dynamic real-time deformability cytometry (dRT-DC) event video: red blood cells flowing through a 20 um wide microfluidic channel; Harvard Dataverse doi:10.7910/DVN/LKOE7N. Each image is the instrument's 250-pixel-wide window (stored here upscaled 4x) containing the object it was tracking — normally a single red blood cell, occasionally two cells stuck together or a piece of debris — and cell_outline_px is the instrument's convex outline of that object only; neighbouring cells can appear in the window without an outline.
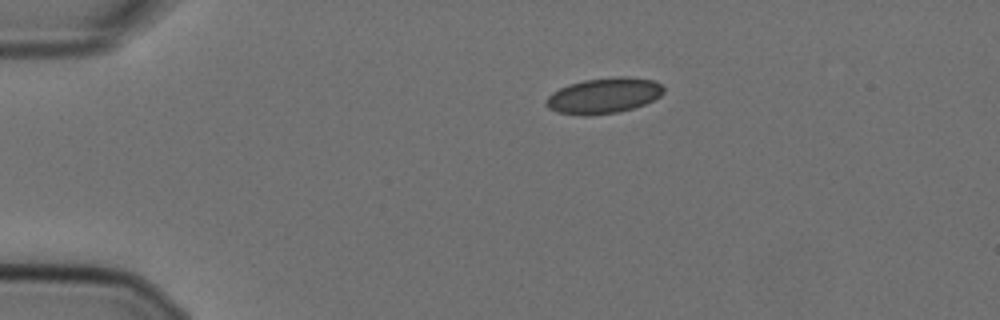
{"species": "Egyptian fruit bat (a non-hibernating species)", "species_latin": "Rousettus aegyptiacus", "temperature_condition": "cold", "stored_images_in_passage": 46, "camera_frame_rate_fps": 3000, "um_per_image_px": 0.085, "animal": {"sex": "female"}, "frame": {"image": 1, "passage_image": 1, "time_ms": 0.0, "image_size_px": [1000, 320], "cell_outline_px": [[664, 92], [660, 96], [644, 104], [620, 112], [588, 116], [580, 116], [556, 112], [548, 108], [544, 104], [544, 100], [552, 92], [568, 84], [584, 80], [616, 76], [628, 76], [656, 80], [664, 88]], "centroid_in_image_um": [51.29, 8.13], "position_along_channel_um": 33.7, "area_um2": 24.8}}
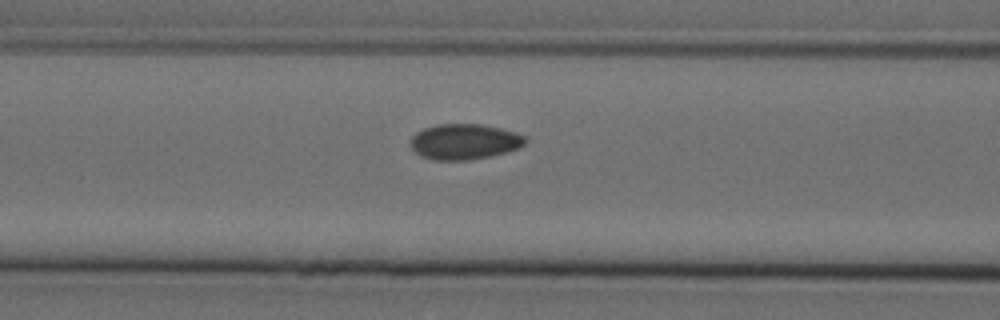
{"frame": {"image": 2, "passage_image": 13, "time_ms": 4.0, "image_size_px": [1000, 320], "cell_outline_px": [[528, 140], [520, 148], [508, 152], [468, 160], [432, 160], [420, 156], [408, 144], [412, 136], [416, 132], [424, 128], [436, 124], [480, 124], [500, 128], [516, 132], [524, 136]], "centroid_in_image_um": [39.46, 12.04], "position_along_channel_um": 127.1, "area_um2": 23.99}}
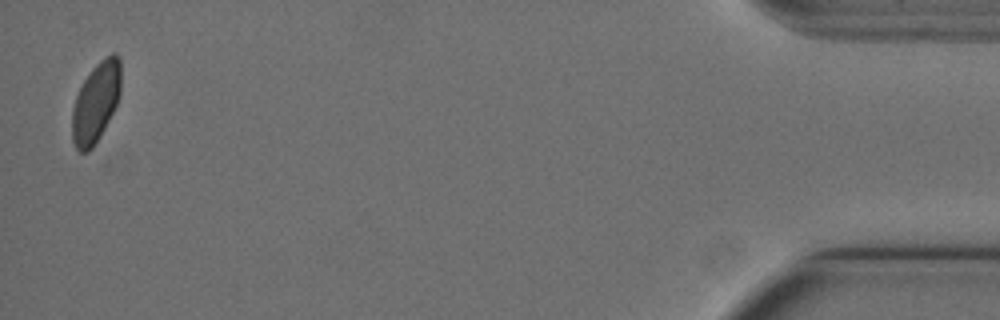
{"frame": {"image": 3, "passage_image": 45, "time_ms": 14.667, "image_size_px": [1000, 320], "cell_outline_px": [[120, 96], [100, 136], [92, 148], [88, 152], [80, 152], [76, 148], [72, 140], [72, 108], [76, 96], [84, 80], [92, 68], [100, 60], [112, 52], [116, 52], [120, 56]], "centroid_in_image_um": [8.15, 8.68], "position_along_channel_um": 427.1, "area_um2": 22.66}, "authors_computed_cell_mechanics": {"area_um2": 23.4957, "velocity_mm_per_s": 3.6014, "shape_relaxation_time_tau1_ms": 7.8615, "shape_relaxation_time_tau2_ms": 1.9094, "deformation_change_tau1": 0.1208, "deformation_change_tau2": 0.0338}}